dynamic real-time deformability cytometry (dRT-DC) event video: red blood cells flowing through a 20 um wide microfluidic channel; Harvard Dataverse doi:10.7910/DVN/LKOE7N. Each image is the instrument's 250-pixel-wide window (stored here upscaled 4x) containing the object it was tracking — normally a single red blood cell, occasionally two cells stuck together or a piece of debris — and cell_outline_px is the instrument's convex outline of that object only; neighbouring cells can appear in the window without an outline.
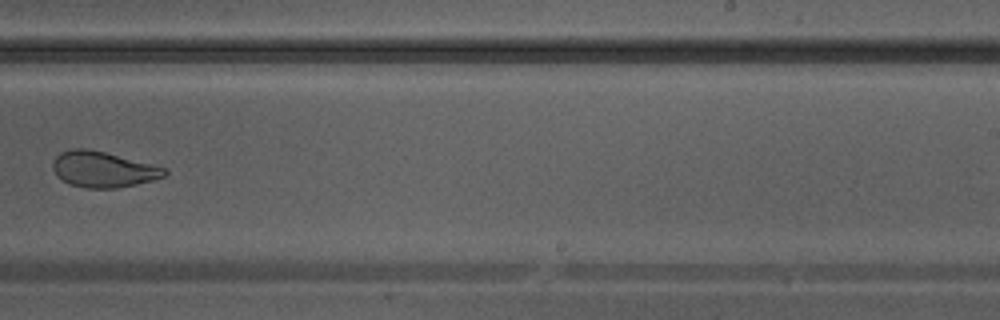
{"species": "Egyptian fruit bat (a non-hibernating species)", "species_latin": "Rousettus aegyptiacus", "temperature_condition": "warm", "stored_images_in_passage": 33, "camera_frame_rate_fps": 3000, "um_per_image_px": 0.085, "animal": {"sex": "male"}, "frame": {"image": 1, "passage_image": 24, "time_ms": 7.667, "image_size_px": [1000, 320], "cell_outline_px": [[168, 172], [164, 176], [152, 180], [136, 184], [116, 188], [84, 188], [72, 184], [56, 176], [52, 168], [52, 164], [56, 156], [60, 152], [72, 148], [88, 148], [168, 168]], "centroid_in_image_um": [8.75, 14.39], "position_along_channel_um": 280.2, "area_um2": 23.24}}